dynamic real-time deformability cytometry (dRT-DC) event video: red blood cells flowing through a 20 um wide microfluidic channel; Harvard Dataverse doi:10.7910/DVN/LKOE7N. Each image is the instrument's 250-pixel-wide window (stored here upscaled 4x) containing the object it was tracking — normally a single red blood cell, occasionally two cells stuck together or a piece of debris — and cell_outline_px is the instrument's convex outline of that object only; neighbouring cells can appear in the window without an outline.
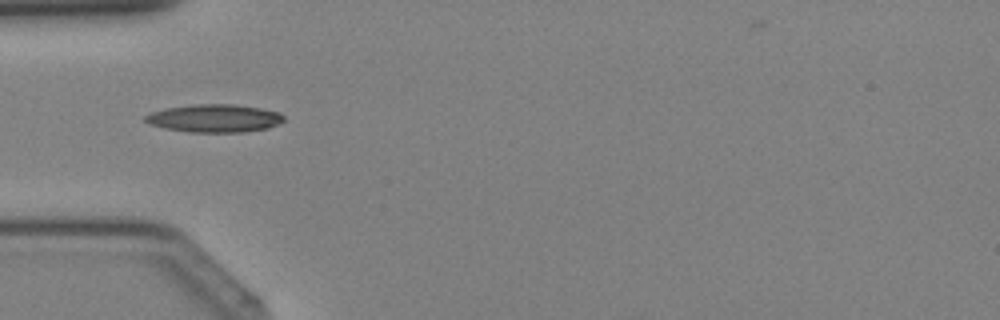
{"species": "Egyptian fruit bat (a non-hibernating species)", "species_latin": "Rousettus aegyptiacus", "temperature_condition": "cold", "stored_images_in_passage": 39, "camera_frame_rate_fps": 3000, "um_per_image_px": 0.085, "animal": {"sex": "female"}, "frame": {"image": 1, "passage_image": 12, "time_ms": 3.667, "image_size_px": [1000, 320], "cell_outline_px": [[284, 120], [268, 128], [244, 132], [192, 132], [164, 128], [148, 124], [144, 120], [144, 116], [152, 112], [164, 108], [196, 104], [232, 104], [260, 108], [280, 112], [284, 116]], "centroid_in_image_um": [18.21, 10.05], "position_along_channel_um": 66.8, "area_um2": 22.54}}
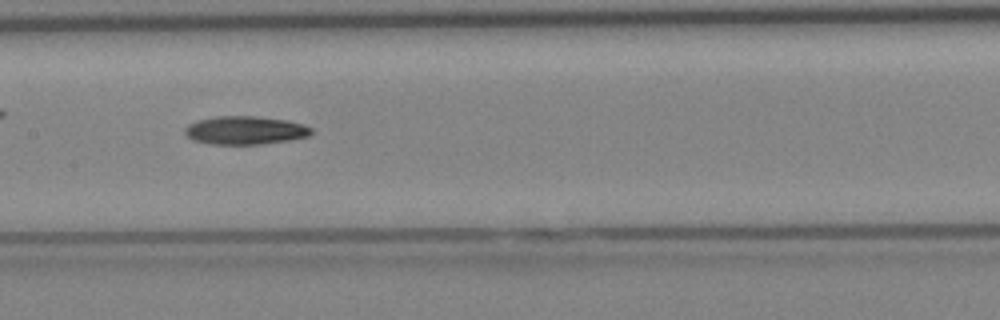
{"frame": {"image": 2, "passage_image": 19, "time_ms": 6.0, "image_size_px": [1000, 320], "cell_outline_px": [[312, 132], [308, 136], [288, 140], [260, 144], [212, 144], [192, 140], [184, 132], [184, 128], [188, 124], [196, 120], [216, 116], [256, 116], [284, 120], [304, 124], [312, 128]], "centroid_in_image_um": [20.8, 11.07], "position_along_channel_um": 186.6, "area_um2": 20.81}}
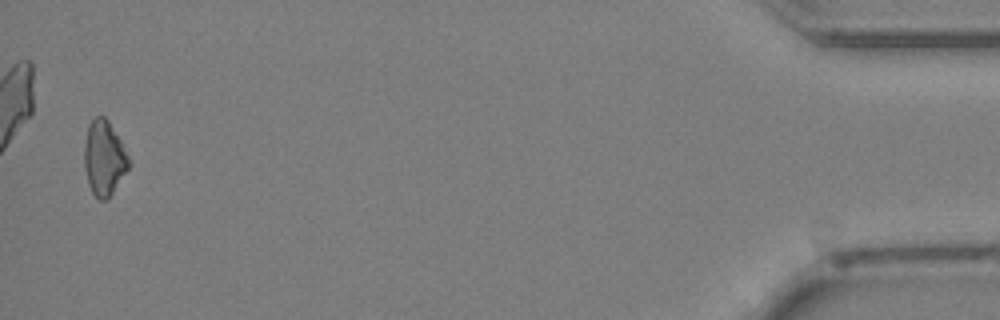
{"frame": {"image": 3, "passage_image": 38, "time_ms": 12.333, "image_size_px": [1000, 320], "cell_outline_px": [[132, 164], [108, 200], [100, 200], [92, 192], [88, 184], [84, 168], [84, 144], [88, 124], [96, 116], [104, 116], [108, 120], [120, 140]], "centroid_in_image_um": [8.85, 13.46], "position_along_channel_um": 426.4, "area_um2": 19.59}}